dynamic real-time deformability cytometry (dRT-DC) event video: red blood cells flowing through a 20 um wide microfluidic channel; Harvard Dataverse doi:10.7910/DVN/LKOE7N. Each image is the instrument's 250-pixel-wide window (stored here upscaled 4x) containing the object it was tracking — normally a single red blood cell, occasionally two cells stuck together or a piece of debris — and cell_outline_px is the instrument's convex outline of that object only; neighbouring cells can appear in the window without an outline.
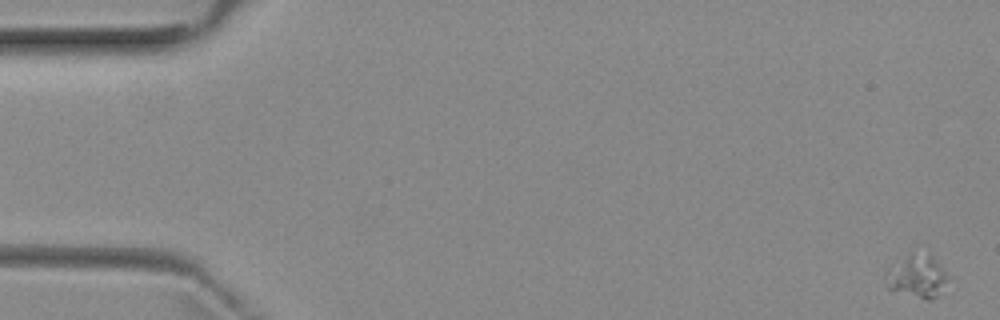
{"species": "common noctule bat (a hibernating species)", "species_latin": "Nyctalus noctula", "temperature_condition": "room temperature", "stored_images_in_passage": 4, "camera_frame_rate_fps": 3000, "um_per_image_px": 0.085, "animal": {"sex": "female", "body_mass_g": 29.2, "forearm_length_mm": 56.3}, "frame": {"image": 1, "passage_image": 1, "time_ms": 0.0, "image_size_px": [1000, 320], "cell_outline_px": [[952, 276], [936, 296], [932, 300], [924, 300], [888, 288], [884, 284], [884, 268], [912, 248], [932, 256]], "centroid_in_image_um": [77.89, 23.4], "position_along_channel_um": 7.1, "area_um2": 16.7}}